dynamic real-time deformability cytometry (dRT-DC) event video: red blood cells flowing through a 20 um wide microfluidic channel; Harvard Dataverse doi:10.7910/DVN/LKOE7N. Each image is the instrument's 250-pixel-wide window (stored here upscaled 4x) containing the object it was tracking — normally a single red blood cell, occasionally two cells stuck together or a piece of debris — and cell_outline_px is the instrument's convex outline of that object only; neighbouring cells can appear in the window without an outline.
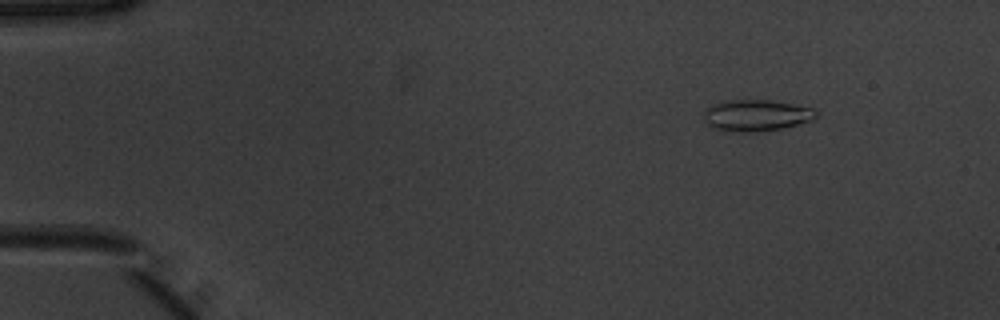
{"species": "common noctule bat (a hibernating species)", "species_latin": "Nyctalus noctula", "temperature_condition": "warm", "stored_images_in_passage": 4, "camera_frame_rate_fps": 3000, "um_per_image_px": 0.085, "animal": {"sex": "male", "body_mass_g": 20.1, "forearm_length_mm": 53.5}, "frame": {"image": 1, "passage_image": 1, "time_ms": 0.0, "image_size_px": [1000, 320], "cell_outline_px": [[816, 116], [812, 120], [780, 128], [752, 132], [724, 132], [712, 128], [704, 124], [704, 108], [712, 104], [724, 100], [768, 100], [792, 104], [812, 108], [816, 112]], "centroid_in_image_um": [64.16, 9.81], "position_along_channel_um": 20.8, "area_um2": 20.69}}